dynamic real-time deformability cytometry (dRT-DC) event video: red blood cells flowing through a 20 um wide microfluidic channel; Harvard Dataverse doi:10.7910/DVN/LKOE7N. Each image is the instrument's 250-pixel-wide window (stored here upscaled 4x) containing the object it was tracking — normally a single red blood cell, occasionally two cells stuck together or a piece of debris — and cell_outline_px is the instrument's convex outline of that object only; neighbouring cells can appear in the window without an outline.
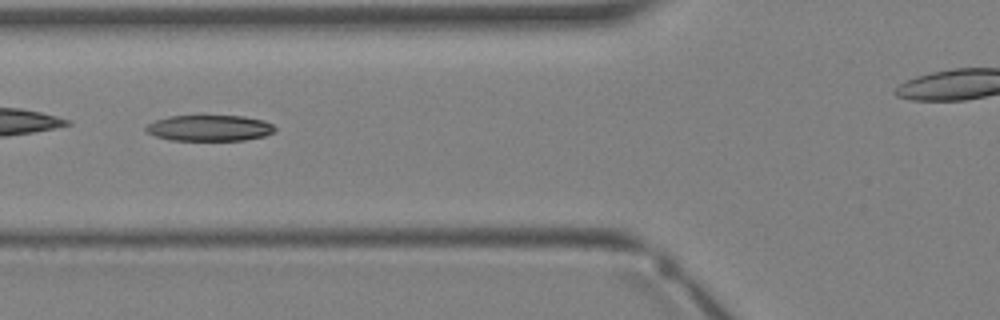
{"species": "Egyptian fruit bat (a non-hibernating species)", "species_latin": "Rousettus aegyptiacus", "temperature_condition": "warm", "stored_images_in_passage": 5, "segment_of_instrument_passage": [1, 2], "camera_frame_rate_fps": 3000, "um_per_image_px": 0.085, "animal": {"sex": "female"}, "frame": {"image": 1, "passage_image": 4, "time_ms": 3.667, "image_size_px": [1000, 320], "cell_outline_px": [[276, 128], [272, 132], [264, 136], [244, 140], [172, 140], [156, 136], [148, 132], [144, 128], [148, 124], [156, 120], [168, 116], [244, 116], [264, 120], [272, 124]], "centroid_in_image_um": [17.82, 10.88], "position_along_channel_um": 108.0, "area_um2": 19.36}}